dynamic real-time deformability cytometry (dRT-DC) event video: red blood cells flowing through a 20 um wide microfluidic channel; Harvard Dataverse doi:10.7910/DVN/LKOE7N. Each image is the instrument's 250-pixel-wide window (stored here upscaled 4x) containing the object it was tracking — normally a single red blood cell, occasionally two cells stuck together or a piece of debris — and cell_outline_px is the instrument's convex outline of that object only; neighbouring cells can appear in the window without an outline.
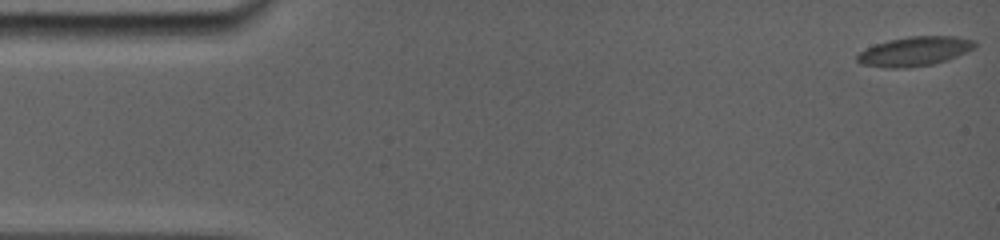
{"species": "common noctule bat (a hibernating species)", "species_latin": "Nyctalus noctula", "temperature_condition": "room temperature", "stored_images_in_passage": 49, "camera_frame_rate_fps": 5000, "um_per_image_px": 0.085, "animal": {"sex": "female", "body_mass_g": 19.0, "forearm_length_mm": 56.7}, "frame": {"image": 1, "passage_image": 1, "time_ms": 0.0, "image_size_px": [1000, 240], "cell_outline_px": [[976, 48], [948, 60], [932, 64], [904, 68], [884, 68], [860, 64], [856, 60], [856, 56], [860, 52], [876, 44], [888, 40], [908, 36], [956, 36], [976, 40]], "centroid_in_image_um": [77.77, 4.36], "position_along_channel_um": 7.2, "area_um2": 20.29}}
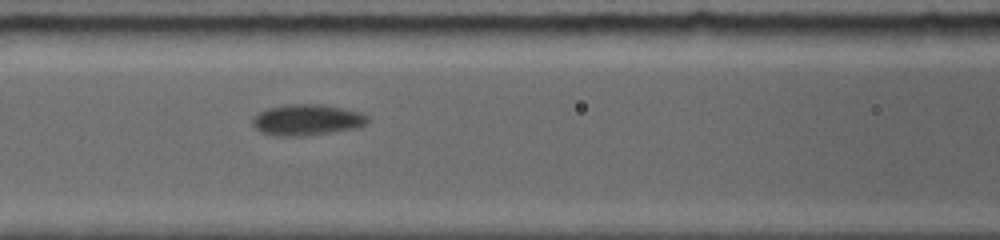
{"frame": {"image": 2, "passage_image": 28, "time_ms": 7.0, "image_size_px": [1000, 240], "cell_outline_px": [[368, 120], [360, 128], [304, 136], [276, 136], [260, 132], [252, 124], [252, 116], [268, 108], [284, 104], [324, 104], [344, 108], [360, 112], [368, 116]], "centroid_in_image_um": [26.08, 10.19], "position_along_channel_um": 140.5, "area_um2": 21.1}}
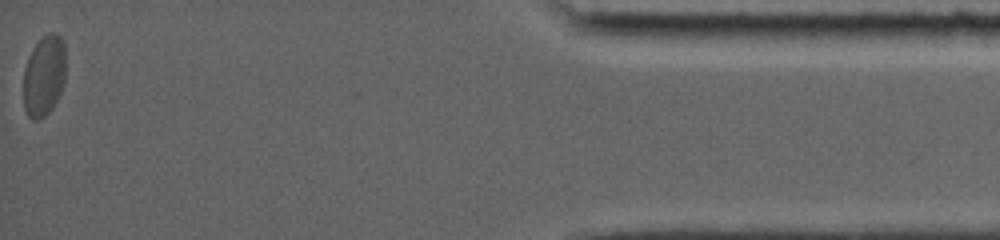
{"frame": {"image": 3, "passage_image": 49, "time_ms": 16.8, "image_size_px": [1000, 240], "cell_outline_px": [[64, 80], [60, 92], [52, 108], [44, 116], [36, 120], [32, 120], [28, 116], [24, 108], [24, 68], [28, 56], [32, 48], [48, 32], [56, 32], [64, 40]], "centroid_in_image_um": [3.73, 6.42], "position_along_channel_um": 431.5, "area_um2": 19.83}, "authors_computed_cell_mechanics": {"area_um2": 19.7676, "velocity_mm_per_s": 3.7053, "shape_relaxation_time_tau1_ms": 1.9709, "shape_relaxation_time_tau2_ms": null, "deformation_change_tau1": 0.0973, "deformation_change_tau2": null}}